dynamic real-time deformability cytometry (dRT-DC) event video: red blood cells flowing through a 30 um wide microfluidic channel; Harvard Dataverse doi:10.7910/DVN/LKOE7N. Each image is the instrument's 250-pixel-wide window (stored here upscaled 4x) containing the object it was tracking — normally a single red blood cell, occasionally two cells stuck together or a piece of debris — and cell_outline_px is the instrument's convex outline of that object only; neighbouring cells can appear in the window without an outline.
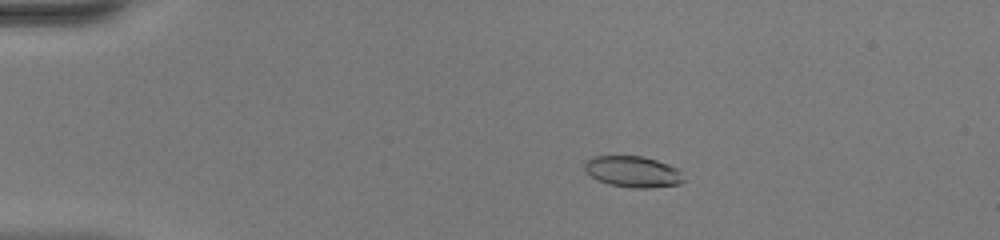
{"species": "common noctule bat (a hibernating species)", "species_latin": "Nyctalus noctula", "temperature_condition": "warm", "stored_images_in_passage": 51, "camera_frame_rate_fps": 3000, "um_per_image_px": 0.085, "animal": {"sex": "female", "body_mass_g": 20.0, "forearm_length_mm": 54.0}, "frame": {"image": 1, "passage_image": 11, "time_ms": 3.333, "image_size_px": [1000, 240], "cell_outline_px": [[684, 180], [680, 184], [648, 188], [632, 188], [608, 184], [596, 180], [584, 168], [584, 164], [592, 156], [640, 156], [656, 160], [668, 164], [676, 168], [680, 172]], "centroid_in_image_um": [53.78, 14.6], "position_along_channel_um": 31.2, "area_um2": 17.86}}
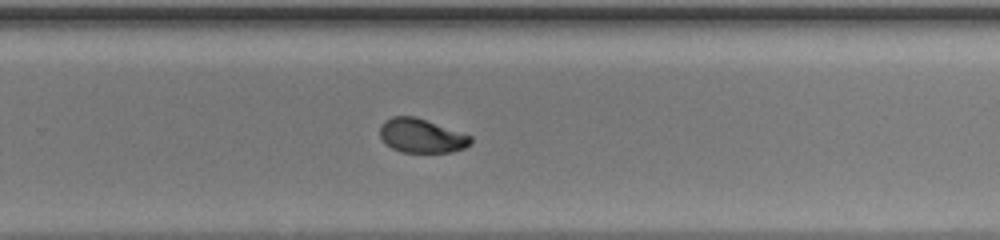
{"frame": {"image": 2, "passage_image": 35, "time_ms": 11.333, "image_size_px": [1000, 240], "cell_outline_px": [[472, 144], [464, 148], [452, 152], [400, 152], [384, 144], [380, 136], [380, 124], [384, 120], [392, 116], [416, 116], [472, 136]], "centroid_in_image_um": [35.81, 11.53], "position_along_channel_um": 294.0, "area_um2": 18.26}}
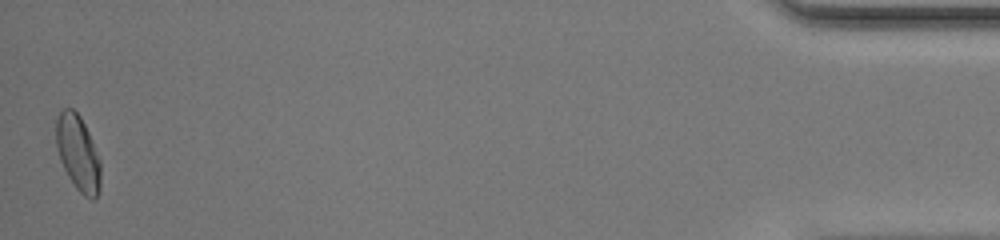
{"frame": {"image": 3, "passage_image": 51, "time_ms": 16.667, "image_size_px": [1000, 240], "cell_outline_px": [[100, 188], [96, 196], [92, 200], [84, 196], [76, 188], [68, 176], [60, 160], [56, 144], [56, 120], [60, 112], [64, 108], [72, 108], [80, 116], [88, 132], [100, 160]], "centroid_in_image_um": [6.62, 13.02], "position_along_channel_um": 428.6, "area_um2": 19.36}, "authors_computed_cell_mechanics": {"area_um2": 18.7272, "velocity_mm_per_s": 4.1474, "shape_relaxation_time_tau1_ms": 5.3881, "shape_relaxation_time_tau2_ms": 1.0274, "deformation_change_tau1": 0.2029, "deformation_change_tau2": 0.0365}}